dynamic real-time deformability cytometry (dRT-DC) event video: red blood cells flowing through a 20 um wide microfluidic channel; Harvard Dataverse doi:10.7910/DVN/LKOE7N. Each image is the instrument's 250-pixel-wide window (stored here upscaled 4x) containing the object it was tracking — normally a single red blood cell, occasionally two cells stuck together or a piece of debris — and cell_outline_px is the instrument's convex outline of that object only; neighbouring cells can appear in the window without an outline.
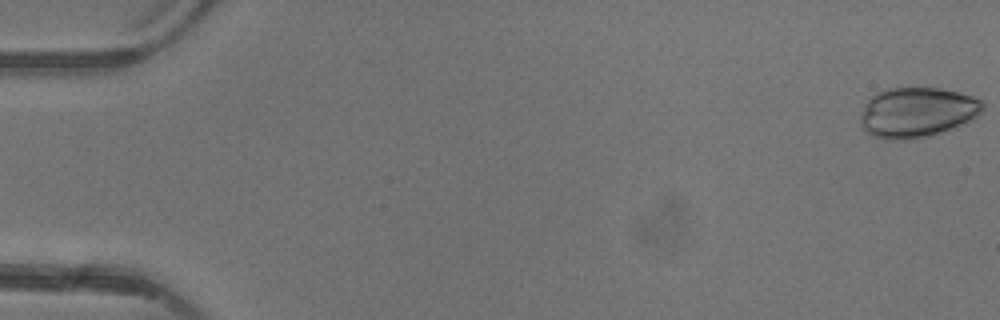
{"species": "common noctule bat (a hibernating species)", "species_latin": "Nyctalus noctula", "temperature_condition": "warm", "stored_images_in_passage": 6, "camera_frame_rate_fps": 3000, "um_per_image_px": 0.085, "animal": {"sex": "female"}, "frame": {"image": 1, "passage_image": 1, "time_ms": 0.0, "image_size_px": [1000, 320], "cell_outline_px": [[984, 108], [972, 120], [956, 128], [928, 136], [908, 140], [888, 140], [872, 136], [860, 124], [860, 116], [864, 104], [876, 92], [884, 88], [940, 88], [960, 92], [972, 96], [980, 100], [984, 104]], "centroid_in_image_um": [77.94, 9.55], "position_along_channel_um": 7.1, "area_um2": 36.07}}
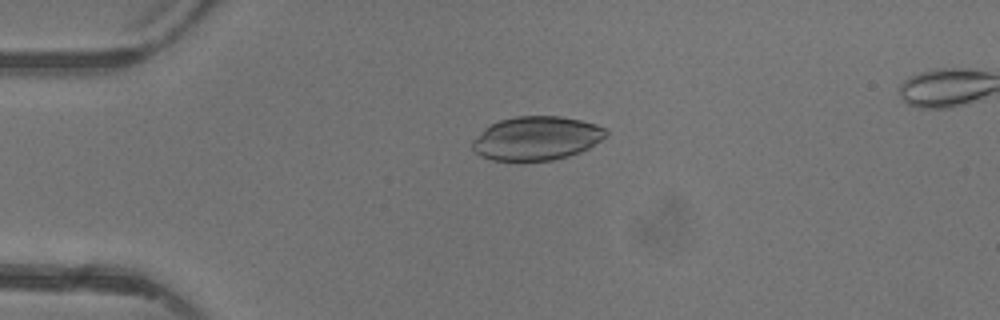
{"frame": {"image": 2, "passage_image": 4, "time_ms": 3.667, "image_size_px": [1000, 320], "cell_outline_px": [[608, 136], [588, 148], [580, 152], [568, 156], [552, 160], [492, 160], [480, 156], [472, 148], [472, 140], [484, 128], [500, 120], [516, 116], [560, 116], [580, 120], [596, 124], [604, 128], [608, 132]], "centroid_in_image_um": [45.61, 11.75], "position_along_channel_um": 39.4, "area_um2": 33.99}}